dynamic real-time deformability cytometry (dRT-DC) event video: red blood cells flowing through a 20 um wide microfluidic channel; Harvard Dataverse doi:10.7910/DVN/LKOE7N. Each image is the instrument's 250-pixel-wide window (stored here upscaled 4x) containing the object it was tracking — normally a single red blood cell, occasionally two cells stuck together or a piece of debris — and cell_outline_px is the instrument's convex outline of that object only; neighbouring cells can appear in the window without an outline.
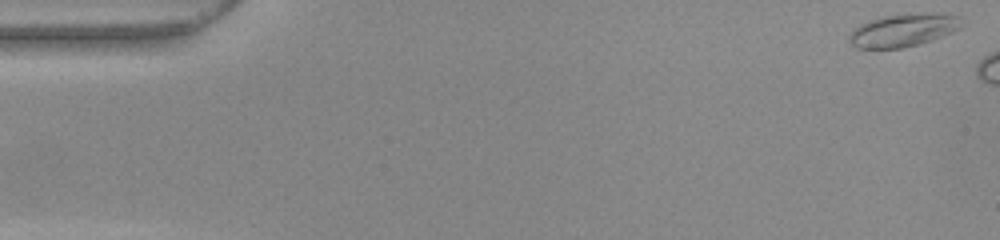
{"species": "common noctule bat (a hibernating species)", "species_latin": "Nyctalus noctula", "temperature_condition": "warm", "stored_images_in_passage": 5, "camera_frame_rate_fps": 3000, "um_per_image_px": 0.085, "animal": {"sex": "female", "body_mass_g": 22.0, "forearm_length_mm": 56.7}, "frame": {"image": 1, "passage_image": 1, "time_ms": 0.0, "image_size_px": [1000, 240], "cell_outline_px": [[964, 24], [960, 28], [952, 32], [932, 40], [900, 48], [856, 48], [848, 40], [848, 36], [860, 24], [868, 20], [880, 16], [960, 16]], "centroid_in_image_um": [76.7, 2.62], "position_along_channel_um": 8.3, "area_um2": 20.4}}